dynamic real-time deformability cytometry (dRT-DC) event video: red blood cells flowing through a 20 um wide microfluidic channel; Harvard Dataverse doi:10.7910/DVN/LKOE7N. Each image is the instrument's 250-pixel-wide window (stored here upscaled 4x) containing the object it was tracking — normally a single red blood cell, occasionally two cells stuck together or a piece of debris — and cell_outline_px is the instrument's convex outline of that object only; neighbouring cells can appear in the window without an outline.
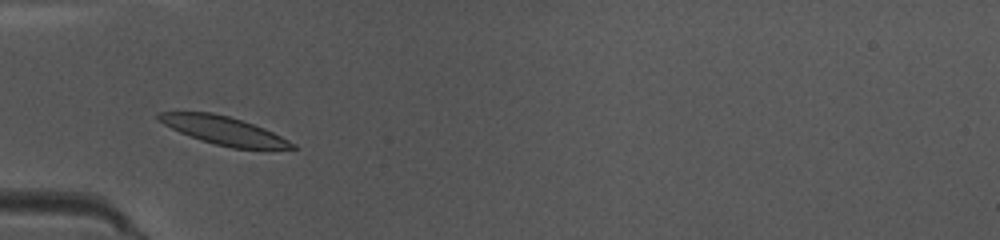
{"species": "common noctule bat (a hibernating species)", "species_latin": "Nyctalus noctula", "temperature_condition": "warm", "stored_images_in_passage": 33, "camera_frame_rate_fps": 3000, "um_per_image_px": 0.085, "animal": {"sex": "female", "body_mass_g": 10.0, "forearm_length_mm": 53.1}, "frame": {"image": 1, "passage_image": 1, "time_ms": 0.0, "image_size_px": [1000, 240], "cell_outline_px": [[300, 148], [232, 148], [200, 140], [180, 132], [164, 124], [156, 116], [160, 112], [212, 112], [228, 116], [264, 128], [296, 144]], "centroid_in_image_um": [19.01, 11.09], "position_along_channel_um": 66.0, "area_um2": 21.44}}
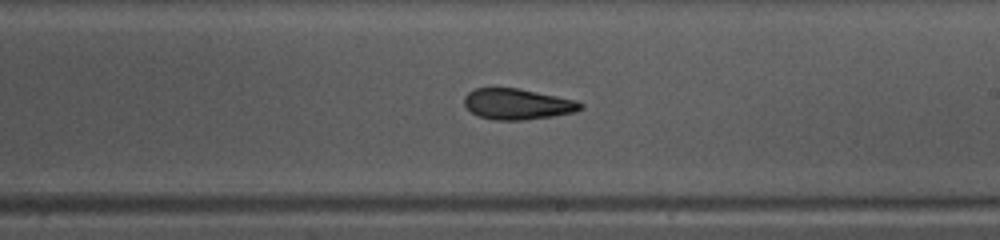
{"frame": {"image": 2, "passage_image": 14, "time_ms": 4.333, "image_size_px": [1000, 240], "cell_outline_px": [[584, 108], [576, 112], [552, 116], [524, 120], [492, 120], [480, 116], [472, 112], [464, 104], [464, 96], [468, 92], [476, 88], [520, 88], [576, 100], [584, 104]], "centroid_in_image_um": [44.01, 8.84], "position_along_channel_um": 245.0, "area_um2": 20.98}}
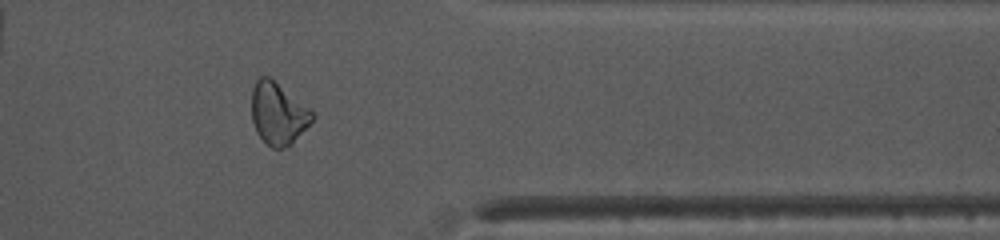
{"frame": {"image": 3, "passage_image": 25, "time_ms": 8.0, "image_size_px": [1000, 240], "cell_outline_px": [[316, 116], [292, 144], [284, 148], [272, 148], [256, 132], [252, 120], [252, 88], [256, 80], [260, 76], [268, 76], [312, 112]], "centroid_in_image_um": [23.61, 9.67], "position_along_channel_um": 387.8, "area_um2": 21.39}, "authors_computed_cell_mechanics": {"area_um2": 21.386, "velocity_mm_per_s": 4.1412, "shape_relaxation_time_tau1_ms": null, "shape_relaxation_time_tau2_ms": 3.2161, "deformation_change_tau1": null, "deformation_change_tau2": 0.1025}}